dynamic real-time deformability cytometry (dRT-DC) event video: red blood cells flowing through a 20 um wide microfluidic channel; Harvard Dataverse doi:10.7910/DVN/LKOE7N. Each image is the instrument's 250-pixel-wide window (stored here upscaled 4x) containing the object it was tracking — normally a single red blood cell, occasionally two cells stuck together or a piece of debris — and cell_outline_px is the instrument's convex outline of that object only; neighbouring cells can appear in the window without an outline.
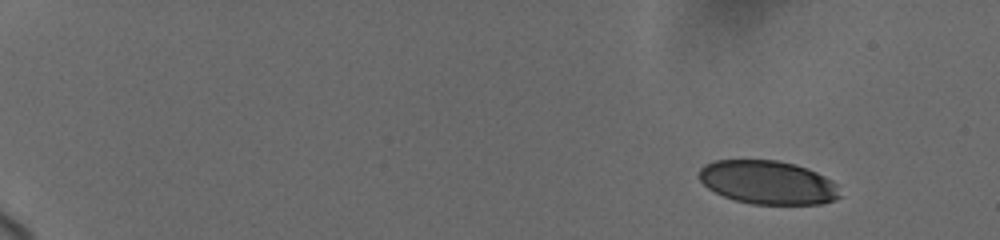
{"species": "human", "species_latin": "Homo sapiens", "temperature_condition": "cold", "stored_images_in_passage": 20, "camera_frame_rate_fps": 3000, "um_per_image_px": 0.085, "donor": {"sex": "female"}, "frame": {"image": 1, "passage_image": 1, "time_ms": 0.0, "image_size_px": [1000, 240], "cell_outline_px": [[840, 196], [836, 200], [820, 204], [752, 204], [736, 200], [724, 196], [708, 188], [700, 180], [700, 168], [704, 164], [716, 160], [776, 160], [796, 164], [808, 168], [832, 180], [836, 184]], "centroid_in_image_um": [65.28, 15.5], "position_along_channel_um": 19.7, "area_um2": 35.72}}
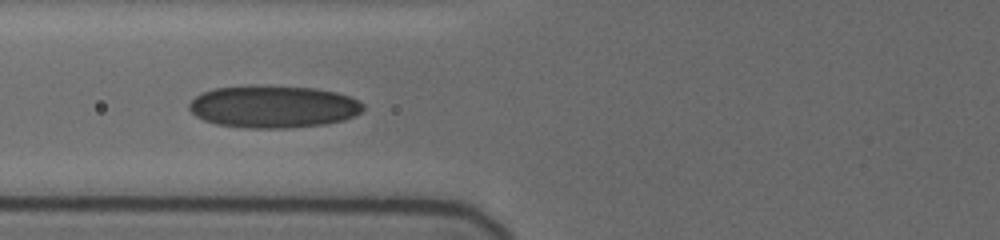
{"frame": {"image": 2, "passage_image": 15, "time_ms": 6.667, "image_size_px": [1000, 240], "cell_outline_px": [[364, 108], [360, 112], [344, 120], [324, 124], [288, 128], [244, 128], [216, 124], [204, 120], [196, 116], [188, 108], [188, 104], [196, 96], [204, 92], [216, 88], [248, 84], [256, 84], [316, 88], [336, 92], [348, 96], [364, 104]], "centroid_in_image_um": [23.2, 9.05], "position_along_channel_um": 102.6, "area_um2": 43.29}}
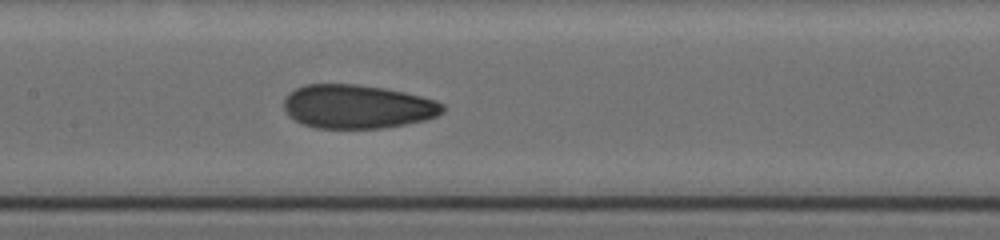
{"frame": {"image": 3, "passage_image": 20, "time_ms": 8.667, "image_size_px": [1000, 240], "cell_outline_px": [[444, 112], [436, 116], [424, 120], [384, 128], [316, 128], [304, 124], [288, 116], [284, 108], [284, 96], [288, 92], [304, 84], [356, 84], [384, 88], [404, 92], [436, 100], [444, 104]], "centroid_in_image_um": [30.36, 9.05], "position_along_channel_um": 177.0, "area_um2": 40.63}}